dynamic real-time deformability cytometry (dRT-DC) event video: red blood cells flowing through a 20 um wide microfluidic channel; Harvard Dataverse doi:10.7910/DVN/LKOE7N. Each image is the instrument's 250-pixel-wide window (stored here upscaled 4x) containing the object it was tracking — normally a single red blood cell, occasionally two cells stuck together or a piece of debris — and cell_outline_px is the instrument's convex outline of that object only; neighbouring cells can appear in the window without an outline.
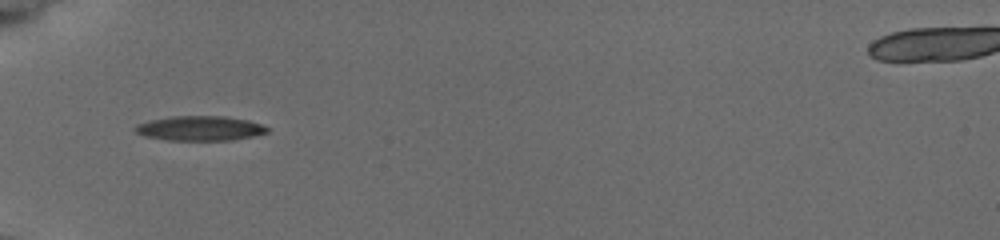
{"species": "common noctule bat (a hibernating species)", "species_latin": "Nyctalus noctula", "temperature_condition": "cold", "stored_images_in_passage": 36, "camera_frame_rate_fps": 3000, "um_per_image_px": 0.085, "animal": {"sex": "female", "body_mass_g": 19.5, "forearm_length_mm": 54.1}, "frame": {"image": 1, "passage_image": 1, "time_ms": 0.0, "image_size_px": [1000, 240], "cell_outline_px": [[268, 132], [252, 136], [232, 140], [168, 140], [144, 136], [136, 132], [132, 128], [136, 124], [148, 120], [172, 116], [224, 116], [248, 120], [260, 124], [268, 128]], "centroid_in_image_um": [16.94, 10.9], "position_along_channel_um": 68.1, "area_um2": 19.02}}
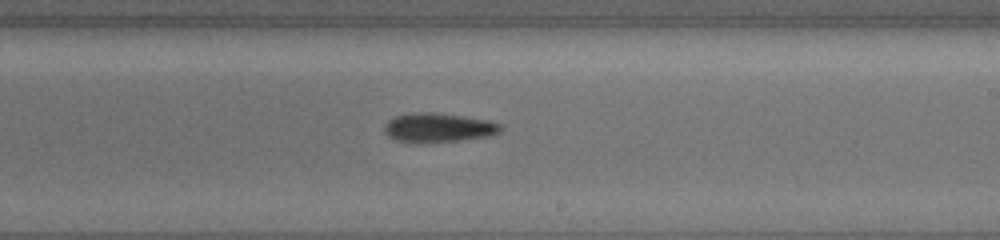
{"frame": {"image": 2, "passage_image": 16, "time_ms": 5.0, "image_size_px": [1000, 240], "cell_outline_px": [[504, 128], [500, 132], [488, 136], [460, 140], [428, 144], [416, 144], [396, 140], [388, 136], [384, 132], [384, 124], [388, 120], [396, 116], [412, 112], [436, 112], [464, 116], [488, 120], [504, 124]], "centroid_in_image_um": [37.26, 10.86], "position_along_channel_um": 251.7, "area_um2": 20.4}}
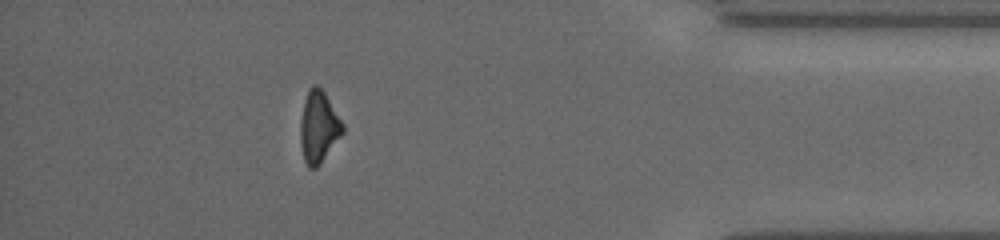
{"frame": {"image": 3, "passage_image": 31, "time_ms": 10.0, "image_size_px": [1000, 240], "cell_outline_px": [[344, 132], [320, 164], [316, 168], [308, 168], [304, 160], [300, 144], [300, 120], [304, 100], [308, 88], [312, 84], [316, 84], [324, 92], [344, 124]], "centroid_in_image_um": [27.07, 10.78], "position_along_channel_um": 408.1, "area_um2": 17.8}, "authors_computed_cell_mechanics": {"area_um2": 19.1896, "velocity_mm_per_s": 3.8002, "shape_relaxation_time_tau1_ms": 4.8037, "shape_relaxation_time_tau2_ms": null, "deformation_change_tau1": 0.1605, "deformation_change_tau2": null}}